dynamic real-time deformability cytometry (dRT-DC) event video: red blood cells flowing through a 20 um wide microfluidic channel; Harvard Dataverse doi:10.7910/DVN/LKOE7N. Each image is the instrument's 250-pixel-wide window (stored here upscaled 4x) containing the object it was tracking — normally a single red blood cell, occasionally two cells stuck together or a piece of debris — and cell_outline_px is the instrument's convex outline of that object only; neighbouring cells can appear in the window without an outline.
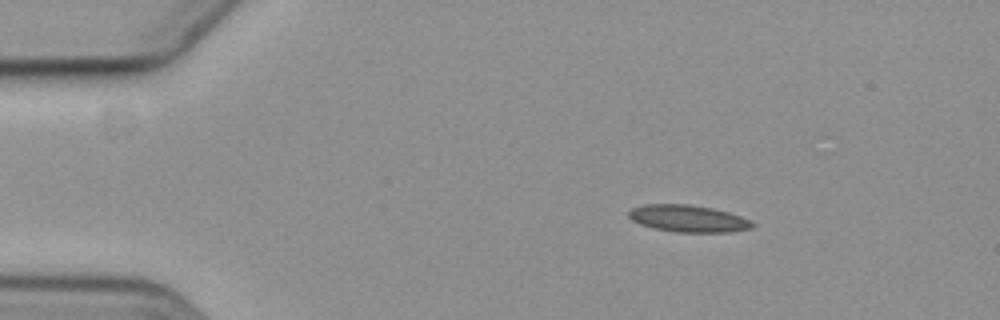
{"species": "common noctule bat (a hibernating species)", "species_latin": "Nyctalus noctula", "temperature_condition": "cold", "stored_images_in_passage": 6, "camera_frame_rate_fps": 3000, "um_per_image_px": 0.085, "animal": {"sex": "female", "body_mass_g": 19.3, "forearm_length_mm": 54.1}, "frame": {"image": 1, "passage_image": 2, "time_ms": 1.0, "image_size_px": [1000, 320], "cell_outline_px": [[756, 224], [752, 228], [732, 232], [676, 232], [652, 228], [640, 224], [632, 220], [628, 216], [628, 212], [632, 208], [644, 204], [688, 204], [712, 208], [728, 212], [752, 220]], "centroid_in_image_um": [58.51, 18.58], "position_along_channel_um": 26.5, "area_um2": 19.59}}
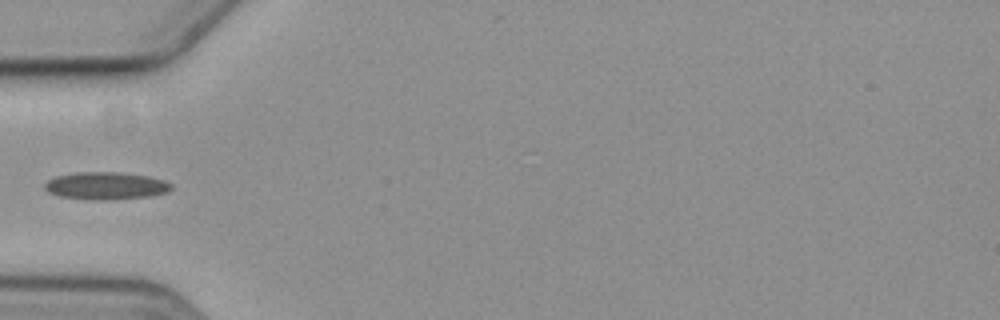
{"frame": {"image": 2, "passage_image": 4, "time_ms": 4.333, "image_size_px": [1000, 320], "cell_outline_px": [[172, 188], [168, 192], [152, 196], [112, 200], [88, 200], [56, 196], [48, 192], [44, 188], [44, 184], [48, 180], [56, 176], [76, 172], [116, 172], [148, 176], [164, 180], [172, 184]], "centroid_in_image_um": [8.98, 15.81], "position_along_channel_um": 76.0, "area_um2": 20.58}}
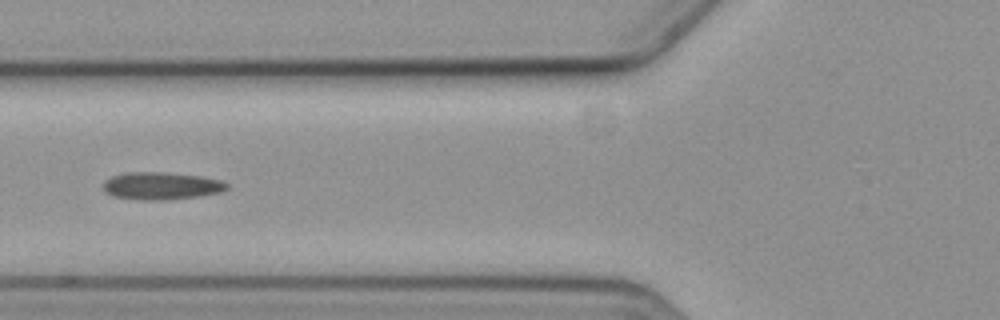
{"frame": {"image": 3, "passage_image": 5, "time_ms": 5.333, "image_size_px": [1000, 320], "cell_outline_px": [[228, 188], [220, 192], [200, 196], [168, 200], [144, 200], [112, 196], [104, 192], [104, 180], [112, 176], [124, 172], [164, 172], [200, 176], [220, 180], [228, 184]], "centroid_in_image_um": [13.69, 15.8], "position_along_channel_um": 112.1, "area_um2": 19.88}}